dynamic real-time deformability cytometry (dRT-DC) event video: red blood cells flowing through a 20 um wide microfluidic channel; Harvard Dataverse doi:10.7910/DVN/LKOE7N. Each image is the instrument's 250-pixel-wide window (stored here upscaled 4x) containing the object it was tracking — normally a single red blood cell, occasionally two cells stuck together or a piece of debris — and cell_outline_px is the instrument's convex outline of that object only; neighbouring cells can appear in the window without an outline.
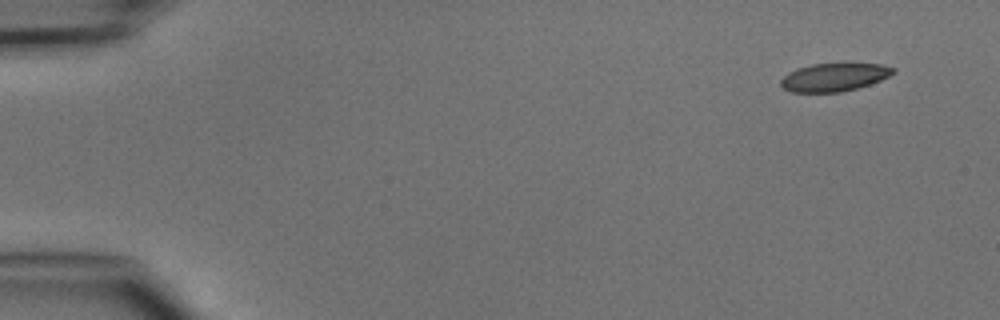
{"species": "common noctule bat (a hibernating species)", "species_latin": "Nyctalus noctula", "temperature_condition": "cold", "stored_images_in_passage": 3, "camera_frame_rate_fps": 3000, "um_per_image_px": 0.085, "animal": {"sex": "male", "body_mass_g": 15.6}, "frame": {"image": 1, "passage_image": 1, "time_ms": 0.0, "image_size_px": [1000, 320], "cell_outline_px": [[896, 72], [880, 80], [856, 88], [840, 92], [792, 92], [784, 88], [780, 84], [780, 80], [788, 72], [796, 68], [812, 64], [844, 60], [880, 64], [896, 68]], "centroid_in_image_um": [70.93, 6.49], "position_along_channel_um": 14.1, "area_um2": 19.19}}